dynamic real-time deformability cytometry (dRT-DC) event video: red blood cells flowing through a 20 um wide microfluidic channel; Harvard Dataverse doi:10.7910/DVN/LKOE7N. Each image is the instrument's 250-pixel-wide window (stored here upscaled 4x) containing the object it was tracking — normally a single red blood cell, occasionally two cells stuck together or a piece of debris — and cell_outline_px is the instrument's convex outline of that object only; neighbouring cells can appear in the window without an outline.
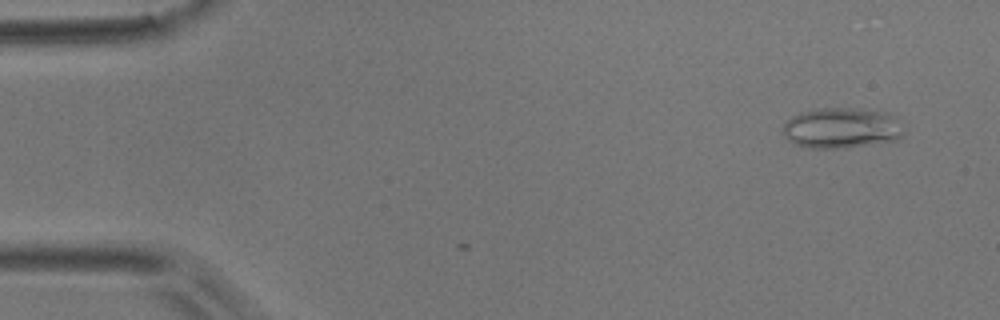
{"species": "common noctule bat (a hibernating species)", "species_latin": "Nyctalus noctula", "temperature_condition": "room temperature", "stored_images_in_passage": 2, "camera_frame_rate_fps": 3000, "um_per_image_px": 0.085, "animal": {"sex": "male", "body_mass_g": 17.9}, "frame": {"image": 1, "passage_image": 2, "time_ms": 1.0, "image_size_px": [1000, 320], "cell_outline_px": [[904, 136], [900, 140], [848, 148], [808, 148], [796, 144], [788, 140], [784, 136], [784, 124], [792, 116], [800, 112], [816, 108], [860, 108], [884, 112], [896, 116], [904, 132]], "centroid_in_image_um": [71.58, 10.88], "position_along_channel_um": 13.4, "area_um2": 29.02}}